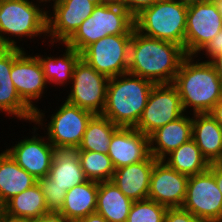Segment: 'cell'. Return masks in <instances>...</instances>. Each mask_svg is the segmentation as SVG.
Wrapping results in <instances>:
<instances>
[{
    "label": "cell",
    "instance_id": "cell-1",
    "mask_svg": "<svg viewBox=\"0 0 222 222\" xmlns=\"http://www.w3.org/2000/svg\"><path fill=\"white\" fill-rule=\"evenodd\" d=\"M185 57L181 46L144 36L134 29L129 47L128 73L154 84H171Z\"/></svg>",
    "mask_w": 222,
    "mask_h": 222
},
{
    "label": "cell",
    "instance_id": "cell-2",
    "mask_svg": "<svg viewBox=\"0 0 222 222\" xmlns=\"http://www.w3.org/2000/svg\"><path fill=\"white\" fill-rule=\"evenodd\" d=\"M194 59L195 56H186L182 60L172 84L179 93L184 112L192 107L193 114L210 113L222 99V79L210 62Z\"/></svg>",
    "mask_w": 222,
    "mask_h": 222
},
{
    "label": "cell",
    "instance_id": "cell-3",
    "mask_svg": "<svg viewBox=\"0 0 222 222\" xmlns=\"http://www.w3.org/2000/svg\"><path fill=\"white\" fill-rule=\"evenodd\" d=\"M154 85L130 73L109 78L102 115L119 127H135Z\"/></svg>",
    "mask_w": 222,
    "mask_h": 222
},
{
    "label": "cell",
    "instance_id": "cell-4",
    "mask_svg": "<svg viewBox=\"0 0 222 222\" xmlns=\"http://www.w3.org/2000/svg\"><path fill=\"white\" fill-rule=\"evenodd\" d=\"M41 4L29 0H0V48L22 49L12 37L47 36V10L40 8Z\"/></svg>",
    "mask_w": 222,
    "mask_h": 222
},
{
    "label": "cell",
    "instance_id": "cell-5",
    "mask_svg": "<svg viewBox=\"0 0 222 222\" xmlns=\"http://www.w3.org/2000/svg\"><path fill=\"white\" fill-rule=\"evenodd\" d=\"M134 16L122 5L99 2L92 14L62 45L81 53L87 46L109 35L133 34Z\"/></svg>",
    "mask_w": 222,
    "mask_h": 222
},
{
    "label": "cell",
    "instance_id": "cell-6",
    "mask_svg": "<svg viewBox=\"0 0 222 222\" xmlns=\"http://www.w3.org/2000/svg\"><path fill=\"white\" fill-rule=\"evenodd\" d=\"M187 8L179 0H159L134 17L135 30L144 36L168 41L185 51Z\"/></svg>",
    "mask_w": 222,
    "mask_h": 222
},
{
    "label": "cell",
    "instance_id": "cell-7",
    "mask_svg": "<svg viewBox=\"0 0 222 222\" xmlns=\"http://www.w3.org/2000/svg\"><path fill=\"white\" fill-rule=\"evenodd\" d=\"M65 102L58 107L54 114L50 115V122L43 123L45 113L42 109H36L34 112V119L32 123H35L38 127L45 126L48 141L54 147H75L78 148L87 124L91 117L94 115L92 112L81 109L80 107ZM40 125V126H39Z\"/></svg>",
    "mask_w": 222,
    "mask_h": 222
},
{
    "label": "cell",
    "instance_id": "cell-8",
    "mask_svg": "<svg viewBox=\"0 0 222 222\" xmlns=\"http://www.w3.org/2000/svg\"><path fill=\"white\" fill-rule=\"evenodd\" d=\"M132 34L109 35L90 44L81 59L108 78L128 73Z\"/></svg>",
    "mask_w": 222,
    "mask_h": 222
},
{
    "label": "cell",
    "instance_id": "cell-9",
    "mask_svg": "<svg viewBox=\"0 0 222 222\" xmlns=\"http://www.w3.org/2000/svg\"><path fill=\"white\" fill-rule=\"evenodd\" d=\"M108 81V77L98 73L80 58L74 66L72 86L66 101L93 114H102Z\"/></svg>",
    "mask_w": 222,
    "mask_h": 222
},
{
    "label": "cell",
    "instance_id": "cell-10",
    "mask_svg": "<svg viewBox=\"0 0 222 222\" xmlns=\"http://www.w3.org/2000/svg\"><path fill=\"white\" fill-rule=\"evenodd\" d=\"M184 114L176 87L172 83L155 84L134 128L149 137L157 129L177 120Z\"/></svg>",
    "mask_w": 222,
    "mask_h": 222
},
{
    "label": "cell",
    "instance_id": "cell-11",
    "mask_svg": "<svg viewBox=\"0 0 222 222\" xmlns=\"http://www.w3.org/2000/svg\"><path fill=\"white\" fill-rule=\"evenodd\" d=\"M182 208L202 222L222 220V193L209 170L189 176Z\"/></svg>",
    "mask_w": 222,
    "mask_h": 222
},
{
    "label": "cell",
    "instance_id": "cell-12",
    "mask_svg": "<svg viewBox=\"0 0 222 222\" xmlns=\"http://www.w3.org/2000/svg\"><path fill=\"white\" fill-rule=\"evenodd\" d=\"M47 11V37L52 47L64 44L87 19L99 3L97 0H57ZM53 13V14H52ZM55 42V43H54Z\"/></svg>",
    "mask_w": 222,
    "mask_h": 222
},
{
    "label": "cell",
    "instance_id": "cell-13",
    "mask_svg": "<svg viewBox=\"0 0 222 222\" xmlns=\"http://www.w3.org/2000/svg\"><path fill=\"white\" fill-rule=\"evenodd\" d=\"M221 29L222 16L212 0L188 6L186 56H195Z\"/></svg>",
    "mask_w": 222,
    "mask_h": 222
},
{
    "label": "cell",
    "instance_id": "cell-14",
    "mask_svg": "<svg viewBox=\"0 0 222 222\" xmlns=\"http://www.w3.org/2000/svg\"><path fill=\"white\" fill-rule=\"evenodd\" d=\"M33 128L32 137L21 139L5 151L21 168L39 180L48 175L54 157V146L45 135L42 137L36 132V129H39L38 127Z\"/></svg>",
    "mask_w": 222,
    "mask_h": 222
},
{
    "label": "cell",
    "instance_id": "cell-15",
    "mask_svg": "<svg viewBox=\"0 0 222 222\" xmlns=\"http://www.w3.org/2000/svg\"><path fill=\"white\" fill-rule=\"evenodd\" d=\"M10 77L20 98L35 112L38 107L34 103L42 98L48 86L36 55L30 56L24 49L13 62Z\"/></svg>",
    "mask_w": 222,
    "mask_h": 222
},
{
    "label": "cell",
    "instance_id": "cell-16",
    "mask_svg": "<svg viewBox=\"0 0 222 222\" xmlns=\"http://www.w3.org/2000/svg\"><path fill=\"white\" fill-rule=\"evenodd\" d=\"M188 179L189 176L177 172L163 160H157L153 166L147 199L167 208L182 207Z\"/></svg>",
    "mask_w": 222,
    "mask_h": 222
},
{
    "label": "cell",
    "instance_id": "cell-17",
    "mask_svg": "<svg viewBox=\"0 0 222 222\" xmlns=\"http://www.w3.org/2000/svg\"><path fill=\"white\" fill-rule=\"evenodd\" d=\"M107 155L115 169L146 160L151 155L149 137L134 127H119L111 137Z\"/></svg>",
    "mask_w": 222,
    "mask_h": 222
},
{
    "label": "cell",
    "instance_id": "cell-18",
    "mask_svg": "<svg viewBox=\"0 0 222 222\" xmlns=\"http://www.w3.org/2000/svg\"><path fill=\"white\" fill-rule=\"evenodd\" d=\"M23 49L0 48V112L33 122L34 111L20 98L10 77L12 64Z\"/></svg>",
    "mask_w": 222,
    "mask_h": 222
},
{
    "label": "cell",
    "instance_id": "cell-19",
    "mask_svg": "<svg viewBox=\"0 0 222 222\" xmlns=\"http://www.w3.org/2000/svg\"><path fill=\"white\" fill-rule=\"evenodd\" d=\"M86 181L75 147H54L48 175L37 180L39 185H58L66 191Z\"/></svg>",
    "mask_w": 222,
    "mask_h": 222
},
{
    "label": "cell",
    "instance_id": "cell-20",
    "mask_svg": "<svg viewBox=\"0 0 222 222\" xmlns=\"http://www.w3.org/2000/svg\"><path fill=\"white\" fill-rule=\"evenodd\" d=\"M156 161L157 159L150 155L146 160L117 168L111 182L132 201L145 200Z\"/></svg>",
    "mask_w": 222,
    "mask_h": 222
},
{
    "label": "cell",
    "instance_id": "cell-21",
    "mask_svg": "<svg viewBox=\"0 0 222 222\" xmlns=\"http://www.w3.org/2000/svg\"><path fill=\"white\" fill-rule=\"evenodd\" d=\"M190 139H192V118L184 114L149 136L150 154L157 160H164L169 153Z\"/></svg>",
    "mask_w": 222,
    "mask_h": 222
},
{
    "label": "cell",
    "instance_id": "cell-22",
    "mask_svg": "<svg viewBox=\"0 0 222 222\" xmlns=\"http://www.w3.org/2000/svg\"><path fill=\"white\" fill-rule=\"evenodd\" d=\"M192 139L209 162L222 161V127L210 113L192 114Z\"/></svg>",
    "mask_w": 222,
    "mask_h": 222
},
{
    "label": "cell",
    "instance_id": "cell-23",
    "mask_svg": "<svg viewBox=\"0 0 222 222\" xmlns=\"http://www.w3.org/2000/svg\"><path fill=\"white\" fill-rule=\"evenodd\" d=\"M3 207L5 219L20 222H28L50 212L38 182L8 200Z\"/></svg>",
    "mask_w": 222,
    "mask_h": 222
},
{
    "label": "cell",
    "instance_id": "cell-24",
    "mask_svg": "<svg viewBox=\"0 0 222 222\" xmlns=\"http://www.w3.org/2000/svg\"><path fill=\"white\" fill-rule=\"evenodd\" d=\"M99 182H86L69 189L63 206L58 211L70 222H77L89 214L96 213Z\"/></svg>",
    "mask_w": 222,
    "mask_h": 222
},
{
    "label": "cell",
    "instance_id": "cell-25",
    "mask_svg": "<svg viewBox=\"0 0 222 222\" xmlns=\"http://www.w3.org/2000/svg\"><path fill=\"white\" fill-rule=\"evenodd\" d=\"M36 183L37 179L21 168L5 150L0 153V202L3 205Z\"/></svg>",
    "mask_w": 222,
    "mask_h": 222
},
{
    "label": "cell",
    "instance_id": "cell-26",
    "mask_svg": "<svg viewBox=\"0 0 222 222\" xmlns=\"http://www.w3.org/2000/svg\"><path fill=\"white\" fill-rule=\"evenodd\" d=\"M132 203L111 181L99 182L96 213L108 222H127Z\"/></svg>",
    "mask_w": 222,
    "mask_h": 222
},
{
    "label": "cell",
    "instance_id": "cell-27",
    "mask_svg": "<svg viewBox=\"0 0 222 222\" xmlns=\"http://www.w3.org/2000/svg\"><path fill=\"white\" fill-rule=\"evenodd\" d=\"M65 47L61 57L36 55L49 85L67 86L72 80L74 66L81 58V53L67 45Z\"/></svg>",
    "mask_w": 222,
    "mask_h": 222
},
{
    "label": "cell",
    "instance_id": "cell-28",
    "mask_svg": "<svg viewBox=\"0 0 222 222\" xmlns=\"http://www.w3.org/2000/svg\"><path fill=\"white\" fill-rule=\"evenodd\" d=\"M163 161L177 172L187 176L201 174L210 166L193 139L173 150Z\"/></svg>",
    "mask_w": 222,
    "mask_h": 222
},
{
    "label": "cell",
    "instance_id": "cell-29",
    "mask_svg": "<svg viewBox=\"0 0 222 222\" xmlns=\"http://www.w3.org/2000/svg\"><path fill=\"white\" fill-rule=\"evenodd\" d=\"M119 128L102 114H94L89 120L78 151L107 154L113 133Z\"/></svg>",
    "mask_w": 222,
    "mask_h": 222
},
{
    "label": "cell",
    "instance_id": "cell-30",
    "mask_svg": "<svg viewBox=\"0 0 222 222\" xmlns=\"http://www.w3.org/2000/svg\"><path fill=\"white\" fill-rule=\"evenodd\" d=\"M79 161L87 180L111 181L115 167L107 154L93 151H78Z\"/></svg>",
    "mask_w": 222,
    "mask_h": 222
},
{
    "label": "cell",
    "instance_id": "cell-31",
    "mask_svg": "<svg viewBox=\"0 0 222 222\" xmlns=\"http://www.w3.org/2000/svg\"><path fill=\"white\" fill-rule=\"evenodd\" d=\"M167 207L150 199L133 201L127 222H164Z\"/></svg>",
    "mask_w": 222,
    "mask_h": 222
},
{
    "label": "cell",
    "instance_id": "cell-32",
    "mask_svg": "<svg viewBox=\"0 0 222 222\" xmlns=\"http://www.w3.org/2000/svg\"><path fill=\"white\" fill-rule=\"evenodd\" d=\"M45 197L46 207L49 211L58 212L63 206L67 191L58 185H39Z\"/></svg>",
    "mask_w": 222,
    "mask_h": 222
},
{
    "label": "cell",
    "instance_id": "cell-33",
    "mask_svg": "<svg viewBox=\"0 0 222 222\" xmlns=\"http://www.w3.org/2000/svg\"><path fill=\"white\" fill-rule=\"evenodd\" d=\"M164 222H202L182 207L167 208Z\"/></svg>",
    "mask_w": 222,
    "mask_h": 222
},
{
    "label": "cell",
    "instance_id": "cell-34",
    "mask_svg": "<svg viewBox=\"0 0 222 222\" xmlns=\"http://www.w3.org/2000/svg\"><path fill=\"white\" fill-rule=\"evenodd\" d=\"M201 51L206 54L207 58H210L207 62L222 53V29L195 55L196 58L198 54L202 53Z\"/></svg>",
    "mask_w": 222,
    "mask_h": 222
},
{
    "label": "cell",
    "instance_id": "cell-35",
    "mask_svg": "<svg viewBox=\"0 0 222 222\" xmlns=\"http://www.w3.org/2000/svg\"><path fill=\"white\" fill-rule=\"evenodd\" d=\"M159 0H121V4L135 17L143 9L152 6Z\"/></svg>",
    "mask_w": 222,
    "mask_h": 222
},
{
    "label": "cell",
    "instance_id": "cell-36",
    "mask_svg": "<svg viewBox=\"0 0 222 222\" xmlns=\"http://www.w3.org/2000/svg\"><path fill=\"white\" fill-rule=\"evenodd\" d=\"M28 222H70L61 213L50 211L47 214L40 216L37 219Z\"/></svg>",
    "mask_w": 222,
    "mask_h": 222
},
{
    "label": "cell",
    "instance_id": "cell-37",
    "mask_svg": "<svg viewBox=\"0 0 222 222\" xmlns=\"http://www.w3.org/2000/svg\"><path fill=\"white\" fill-rule=\"evenodd\" d=\"M208 170L214 175L217 187L222 193V164L221 163L210 164Z\"/></svg>",
    "mask_w": 222,
    "mask_h": 222
},
{
    "label": "cell",
    "instance_id": "cell-38",
    "mask_svg": "<svg viewBox=\"0 0 222 222\" xmlns=\"http://www.w3.org/2000/svg\"><path fill=\"white\" fill-rule=\"evenodd\" d=\"M210 114L222 127V99L214 105Z\"/></svg>",
    "mask_w": 222,
    "mask_h": 222
},
{
    "label": "cell",
    "instance_id": "cell-39",
    "mask_svg": "<svg viewBox=\"0 0 222 222\" xmlns=\"http://www.w3.org/2000/svg\"><path fill=\"white\" fill-rule=\"evenodd\" d=\"M77 222H108L102 215L98 213L89 214Z\"/></svg>",
    "mask_w": 222,
    "mask_h": 222
},
{
    "label": "cell",
    "instance_id": "cell-40",
    "mask_svg": "<svg viewBox=\"0 0 222 222\" xmlns=\"http://www.w3.org/2000/svg\"><path fill=\"white\" fill-rule=\"evenodd\" d=\"M210 63L214 66L216 72L218 73V75L222 79V53H220L217 56H215L210 61Z\"/></svg>",
    "mask_w": 222,
    "mask_h": 222
},
{
    "label": "cell",
    "instance_id": "cell-41",
    "mask_svg": "<svg viewBox=\"0 0 222 222\" xmlns=\"http://www.w3.org/2000/svg\"><path fill=\"white\" fill-rule=\"evenodd\" d=\"M179 1H181L186 6H190L193 4L203 3V2L210 1V0H179Z\"/></svg>",
    "mask_w": 222,
    "mask_h": 222
},
{
    "label": "cell",
    "instance_id": "cell-42",
    "mask_svg": "<svg viewBox=\"0 0 222 222\" xmlns=\"http://www.w3.org/2000/svg\"><path fill=\"white\" fill-rule=\"evenodd\" d=\"M212 1L216 5L217 10L222 16V0H212Z\"/></svg>",
    "mask_w": 222,
    "mask_h": 222
},
{
    "label": "cell",
    "instance_id": "cell-43",
    "mask_svg": "<svg viewBox=\"0 0 222 222\" xmlns=\"http://www.w3.org/2000/svg\"><path fill=\"white\" fill-rule=\"evenodd\" d=\"M101 3H112V4H121V0H97Z\"/></svg>",
    "mask_w": 222,
    "mask_h": 222
},
{
    "label": "cell",
    "instance_id": "cell-44",
    "mask_svg": "<svg viewBox=\"0 0 222 222\" xmlns=\"http://www.w3.org/2000/svg\"><path fill=\"white\" fill-rule=\"evenodd\" d=\"M5 216H4V207L3 204L0 202V220H4Z\"/></svg>",
    "mask_w": 222,
    "mask_h": 222
},
{
    "label": "cell",
    "instance_id": "cell-45",
    "mask_svg": "<svg viewBox=\"0 0 222 222\" xmlns=\"http://www.w3.org/2000/svg\"><path fill=\"white\" fill-rule=\"evenodd\" d=\"M37 1H38L39 3H40V2H42V3L45 2V3H44V5H45L46 2H48V3H49L50 1L55 2V1H57V0H37Z\"/></svg>",
    "mask_w": 222,
    "mask_h": 222
},
{
    "label": "cell",
    "instance_id": "cell-46",
    "mask_svg": "<svg viewBox=\"0 0 222 222\" xmlns=\"http://www.w3.org/2000/svg\"><path fill=\"white\" fill-rule=\"evenodd\" d=\"M2 222H20V221H12V220H8V219H4Z\"/></svg>",
    "mask_w": 222,
    "mask_h": 222
}]
</instances>
